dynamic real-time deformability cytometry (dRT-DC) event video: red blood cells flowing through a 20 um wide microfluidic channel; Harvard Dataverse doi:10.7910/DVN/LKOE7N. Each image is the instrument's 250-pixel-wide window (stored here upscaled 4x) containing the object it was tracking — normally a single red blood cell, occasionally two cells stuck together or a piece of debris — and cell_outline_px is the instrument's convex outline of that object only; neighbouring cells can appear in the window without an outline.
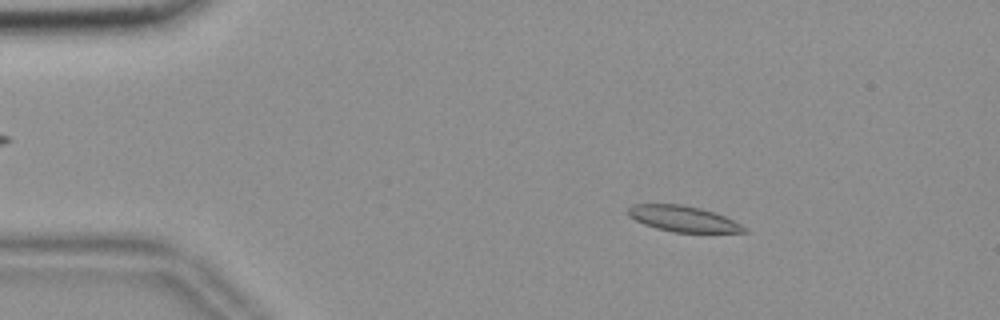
{"species": "common noctule bat (a hibernating species)", "species_latin": "Nyctalus noctula", "temperature_condition": "room temperature", "stored_images_in_passage": 47, "camera_frame_rate_fps": 3000, "um_per_image_px": 0.085, "animal": {"sex": "female", "body_mass_g": 18.4}, "frame": {"image": 1, "passage_image": 9, "time_ms": 2.667, "image_size_px": [1000, 320], "cell_outline_px": [[748, 232], [672, 232], [656, 228], [644, 224], [628, 216], [628, 208], [632, 204], [680, 204], [700, 208], [716, 212], [748, 228]], "centroid_in_image_um": [58.06, 18.59], "position_along_channel_um": 26.9, "area_um2": 17.4}}
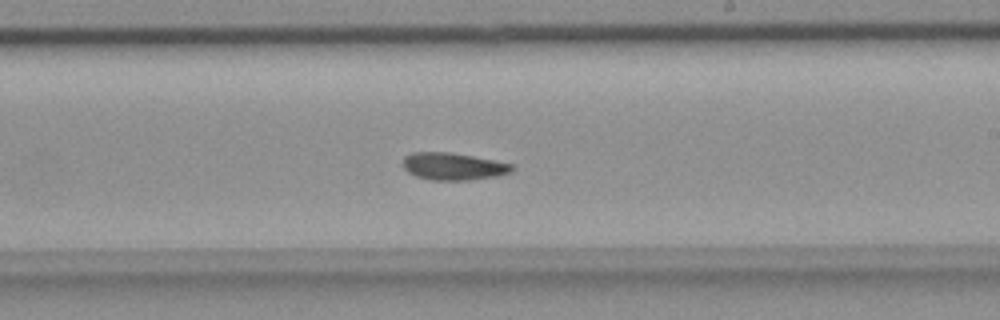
{"frame": {"image": 2, "passage_image": 33, "time_ms": 10.667, "image_size_px": [1000, 320], "cell_outline_px": [[516, 168], [512, 172], [496, 176], [472, 180], [432, 180], [416, 176], [408, 172], [404, 168], [404, 156], [412, 152], [448, 152], [472, 156], [516, 164]], "centroid_in_image_um": [38.58, 14.14], "position_along_channel_um": 250.4, "area_um2": 17.46}}
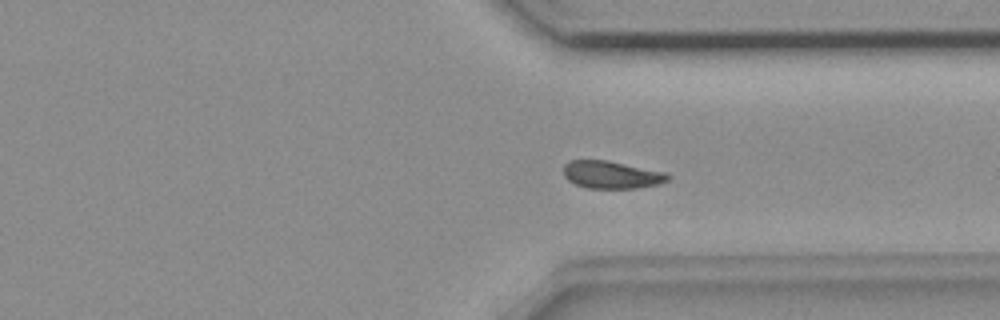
{"frame": {"image": 3, "passage_image": 42, "time_ms": 13.667, "image_size_px": [1000, 320], "cell_outline_px": [[668, 180], [660, 184], [636, 188], [588, 188], [576, 184], [568, 180], [564, 176], [564, 164], [568, 160], [608, 160], [668, 172]], "centroid_in_image_um": [51.99, 14.84], "position_along_channel_um": 359.4, "area_um2": 16.88}, "authors_computed_cell_mechanics": {"area_um2": 17.8602, "velocity_mm_per_s": 3.6087, "shape_relaxation_time_tau1_ms": null, "shape_relaxation_time_tau2_ms": 4.3685, "deformation_change_tau1": null, "deformation_change_tau2": 0.0728}}